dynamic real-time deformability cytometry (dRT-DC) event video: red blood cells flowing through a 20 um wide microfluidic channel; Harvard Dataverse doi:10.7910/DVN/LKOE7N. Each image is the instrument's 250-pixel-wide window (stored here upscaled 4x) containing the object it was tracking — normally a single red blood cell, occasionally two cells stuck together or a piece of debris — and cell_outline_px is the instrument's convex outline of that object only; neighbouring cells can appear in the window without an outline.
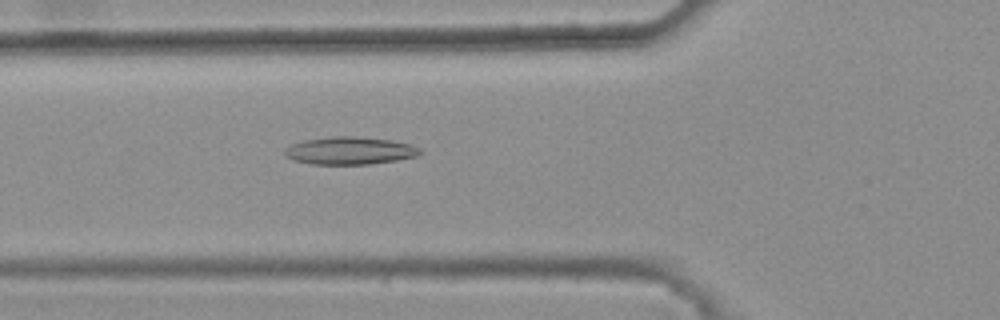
{"species": "common noctule bat (a hibernating species)", "species_latin": "Nyctalus noctula", "temperature_condition": "warm", "stored_images_in_passage": 47, "camera_frame_rate_fps": 3000, "um_per_image_px": 0.085, "animal": {"sex": "female", "body_mass_g": 25.1}, "frame": {"image": 1, "passage_image": 19, "time_ms": 6.0, "image_size_px": [1000, 320], "cell_outline_px": [[420, 152], [416, 156], [396, 160], [368, 164], [312, 164], [296, 160], [284, 156], [284, 148], [292, 144], [304, 140], [332, 136], [352, 136], [392, 140], [408, 144], [420, 148]], "centroid_in_image_um": [29.69, 12.8], "position_along_channel_um": 96.1, "area_um2": 21.56}}
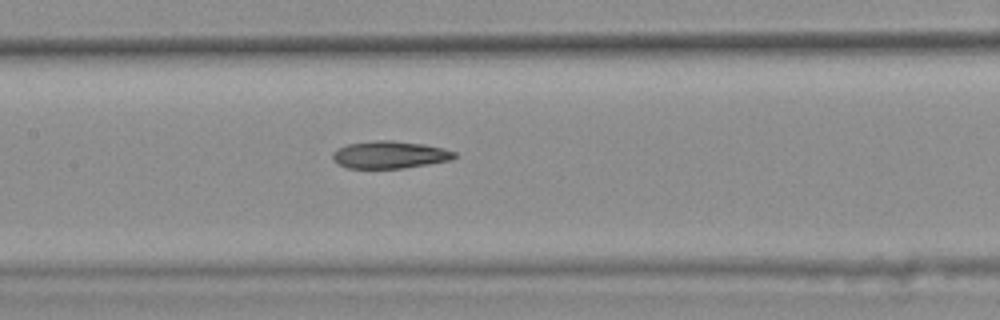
{"frame": {"image": 2, "passage_image": 25, "time_ms": 8.0, "image_size_px": [1000, 320], "cell_outline_px": [[456, 156], [452, 160], [404, 168], [348, 168], [332, 160], [332, 152], [336, 148], [348, 144], [376, 140], [392, 140], [424, 144], [444, 148], [456, 152]], "centroid_in_image_um": [33.13, 13.15], "position_along_channel_um": 174.3, "area_um2": 19.54}}
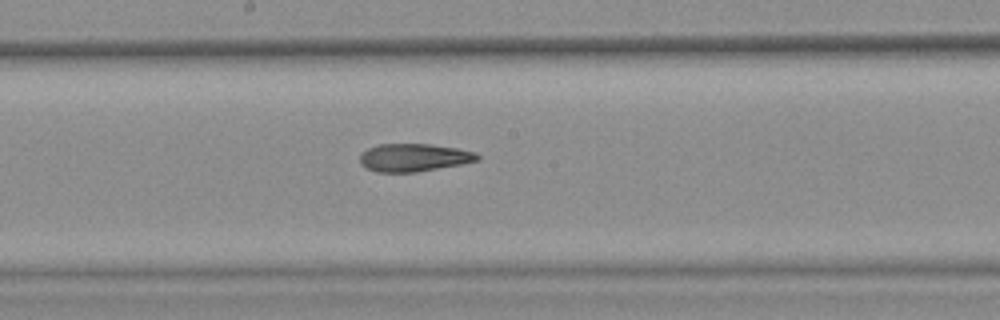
{"frame": {"image": 3, "passage_image": 28, "time_ms": 9.0, "image_size_px": [1000, 320], "cell_outline_px": [[480, 160], [460, 164], [416, 172], [376, 172], [360, 164], [360, 156], [368, 148], [376, 144], [432, 144], [456, 148], [476, 152], [480, 156]], "centroid_in_image_um": [35.18, 13.38], "position_along_channel_um": 213.0, "area_um2": 19.02}, "authors_computed_cell_mechanics": {"area_um2": 19.8254, "velocity_mm_per_s": 3.8928, "shape_relaxation_time_tau1_ms": null, "shape_relaxation_time_tau2_ms": 3.8348, "deformation_change_tau1": null, "deformation_change_tau2": 0.1378}}